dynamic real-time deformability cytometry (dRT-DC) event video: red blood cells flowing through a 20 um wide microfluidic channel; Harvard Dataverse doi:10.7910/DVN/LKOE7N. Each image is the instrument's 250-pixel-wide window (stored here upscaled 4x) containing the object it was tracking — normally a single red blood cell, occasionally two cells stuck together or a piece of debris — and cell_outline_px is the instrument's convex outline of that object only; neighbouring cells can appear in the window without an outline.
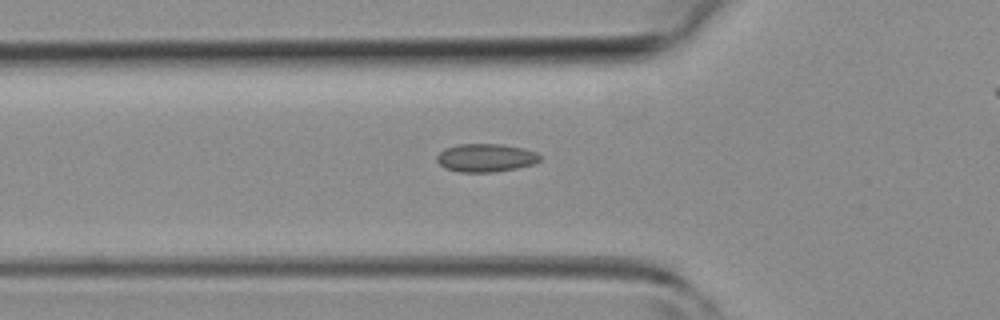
{"species": "common noctule bat (a hibernating species)", "species_latin": "Nyctalus noctula", "temperature_condition": "room temperature", "stored_images_in_passage": 38, "camera_frame_rate_fps": 3000, "um_per_image_px": 0.085, "animal": {"sex": "female", "body_mass_g": 19.3, "forearm_length_mm": 54.1}, "frame": {"image": 1, "passage_image": 14, "time_ms": 4.333, "image_size_px": [1000, 320], "cell_outline_px": [[540, 160], [532, 164], [516, 168], [492, 172], [460, 172], [444, 168], [436, 160], [436, 156], [440, 152], [448, 148], [460, 144], [500, 144], [524, 148], [536, 152], [540, 156]], "centroid_in_image_um": [41.28, 13.41], "position_along_channel_um": 84.5, "area_um2": 16.76}}
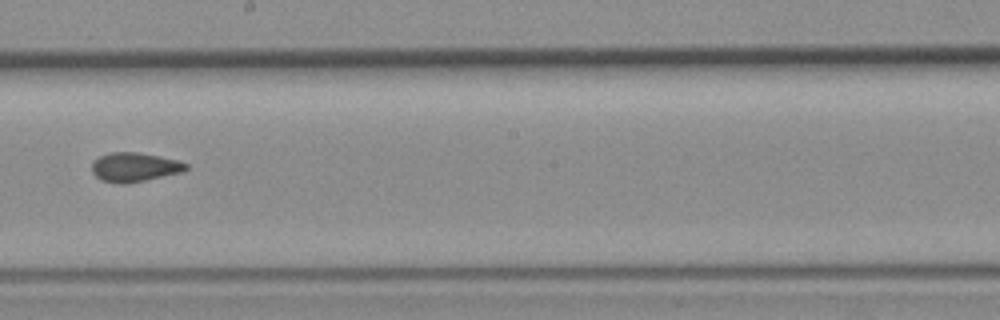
{"frame": {"image": 2, "passage_image": 24, "time_ms": 7.667, "image_size_px": [1000, 320], "cell_outline_px": [[188, 168], [184, 172], [128, 184], [116, 184], [100, 180], [92, 172], [92, 160], [100, 156], [112, 152], [136, 152], [176, 160], [188, 164]], "centroid_in_image_um": [11.41, 14.23], "position_along_channel_um": 236.8, "area_um2": 16.13}}
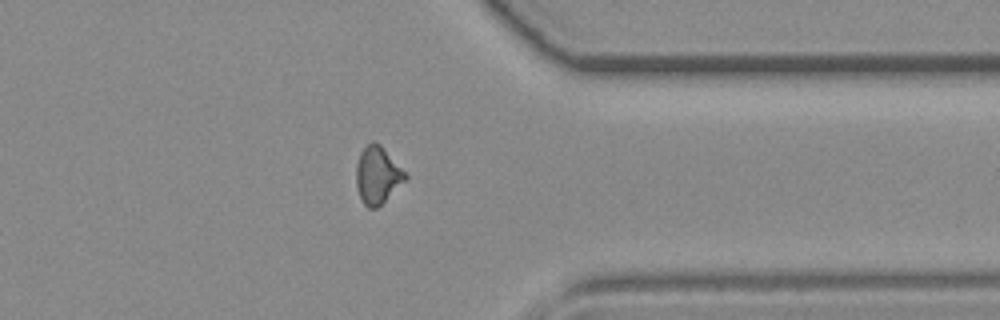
{"frame": {"image": 3, "passage_image": 34, "time_ms": 11.0, "image_size_px": [1000, 320], "cell_outline_px": [[408, 176], [376, 208], [368, 208], [360, 200], [356, 188], [356, 164], [360, 152], [372, 140], [380, 144]], "centroid_in_image_um": [32.03, 14.88], "position_along_channel_um": 379.4, "area_um2": 16.01}}